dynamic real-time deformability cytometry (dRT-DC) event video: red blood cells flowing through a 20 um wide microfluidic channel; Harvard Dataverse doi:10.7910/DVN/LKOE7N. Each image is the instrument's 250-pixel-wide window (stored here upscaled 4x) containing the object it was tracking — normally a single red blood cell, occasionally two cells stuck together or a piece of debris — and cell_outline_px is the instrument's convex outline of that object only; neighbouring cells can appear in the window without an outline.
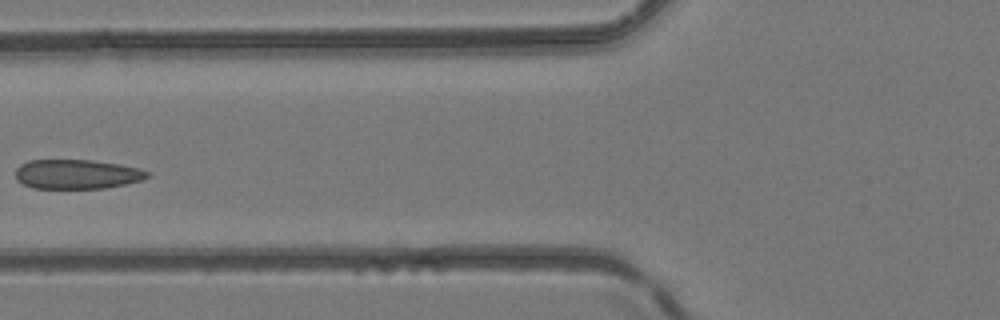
{"species": "common noctule bat (a hibernating species)", "species_latin": "Nyctalus noctula", "temperature_condition": "room temperature", "stored_images_in_passage": 4, "camera_frame_rate_fps": 3000, "um_per_image_px": 0.085, "animal": {"sex": "female", "body_mass_g": 24.6, "forearm_length_mm": 56.2}, "frame": {"image": 1, "passage_image": 4, "time_ms": 1.0, "image_size_px": [1000, 320], "cell_outline_px": [[152, 176], [140, 180], [124, 184], [104, 188], [32, 188], [16, 180], [16, 168], [20, 164], [28, 160], [92, 160], [120, 164], [140, 168], [152, 172]], "centroid_in_image_um": [6.56, 14.8], "position_along_channel_um": 119.2, "area_um2": 22.77}}